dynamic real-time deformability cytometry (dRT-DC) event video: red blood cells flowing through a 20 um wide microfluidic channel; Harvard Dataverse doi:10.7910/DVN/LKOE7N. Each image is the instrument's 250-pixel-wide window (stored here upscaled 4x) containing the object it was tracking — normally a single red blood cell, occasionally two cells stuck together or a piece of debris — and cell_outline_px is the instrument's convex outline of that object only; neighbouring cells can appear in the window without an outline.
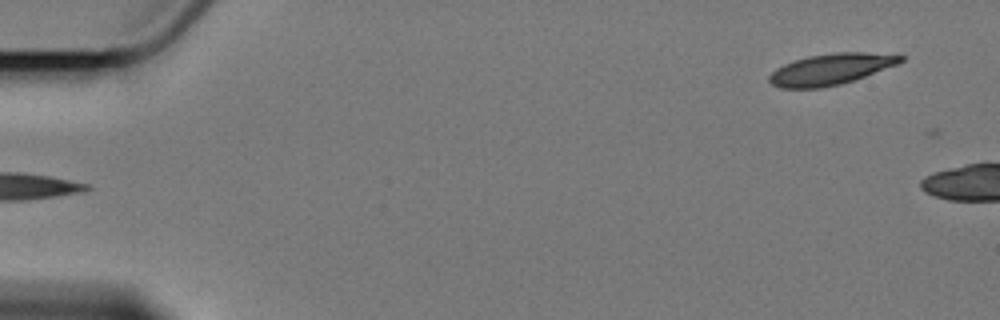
{"species": "Egyptian fruit bat (a non-hibernating species)", "species_latin": "Rousettus aegyptiacus", "temperature_condition": "cold", "stored_images_in_passage": 5, "segment_of_instrument_passage": [2, 2], "camera_frame_rate_fps": 3000, "um_per_image_px": 0.085, "animal": {"sex": "female"}, "frame": {"image": 1, "passage_image": 5, "time_ms": 5.333, "image_size_px": [1000, 320], "cell_outline_px": [[904, 60], [896, 64], [856, 80], [840, 84], [820, 88], [780, 88], [772, 84], [768, 80], [768, 76], [776, 68], [784, 64], [808, 56], [832, 52], [864, 52], [904, 56]], "centroid_in_image_um": [70.58, 5.89], "position_along_channel_um": 14.4, "area_um2": 23.7}}